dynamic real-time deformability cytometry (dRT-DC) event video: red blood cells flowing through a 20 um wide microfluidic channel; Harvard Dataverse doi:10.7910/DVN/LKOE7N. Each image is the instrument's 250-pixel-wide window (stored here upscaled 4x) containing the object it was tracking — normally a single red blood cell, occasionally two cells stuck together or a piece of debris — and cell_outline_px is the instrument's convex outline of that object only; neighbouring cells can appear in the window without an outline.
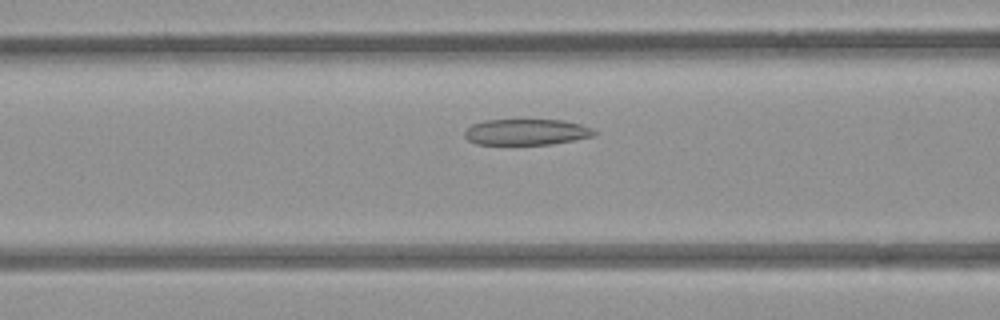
{"species": "common noctule bat (a hibernating species)", "species_latin": "Nyctalus noctula", "temperature_condition": "room temperature", "stored_images_in_passage": 48, "camera_frame_rate_fps": 3000, "um_per_image_px": 0.085, "animal": {"sex": "female", "body_mass_g": 21.9}, "frame": {"image": 1, "passage_image": 17, "time_ms": 5.333, "image_size_px": [1000, 320], "cell_outline_px": [[596, 132], [592, 136], [552, 144], [476, 144], [468, 140], [464, 136], [464, 132], [472, 124], [484, 120], [528, 116], [564, 120], [580, 124], [592, 128]], "centroid_in_image_um": [44.71, 11.15], "position_along_channel_um": 121.9, "area_um2": 20.63}}
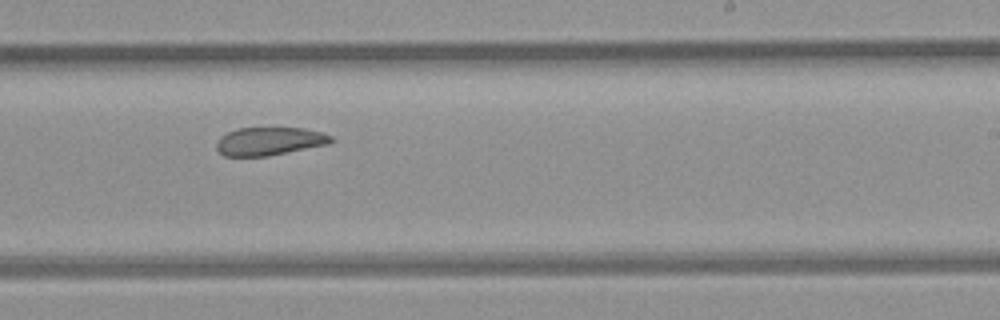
{"frame": {"image": 2, "passage_image": 28, "time_ms": 9.0, "image_size_px": [1000, 320], "cell_outline_px": [[336, 140], [332, 144], [268, 156], [224, 156], [216, 148], [216, 144], [220, 136], [236, 128], [304, 128], [320, 132], [332, 136]], "centroid_in_image_um": [22.95, 12.01], "position_along_channel_um": 266.1, "area_um2": 19.02}}
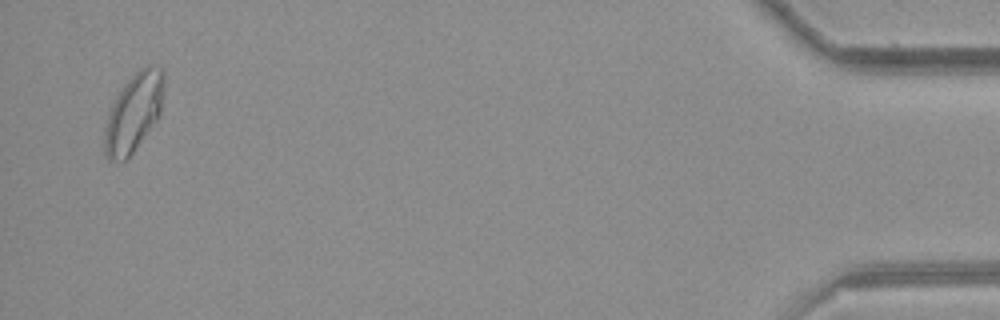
{"frame": {"image": 3, "passage_image": 47, "time_ms": 15.333, "image_size_px": [1000, 320], "cell_outline_px": [[164, 88], [160, 116], [132, 152], [124, 160], [108, 160], [104, 152], [104, 132], [108, 116], [112, 104], [116, 96], [124, 84], [140, 68], [148, 64], [152, 64], [160, 68], [164, 72]], "centroid_in_image_um": [11.38, 9.53], "position_along_channel_um": 423.8, "area_um2": 26.93}, "authors_computed_cell_mechanics": {"area_um2": 22.1663, "velocity_mm_per_s": 3.9343, "shape_relaxation_time_tau1_ms": null, "shape_relaxation_time_tau2_ms": 3.0979, "deformation_change_tau1": null, "deformation_change_tau2": 0.0846}}